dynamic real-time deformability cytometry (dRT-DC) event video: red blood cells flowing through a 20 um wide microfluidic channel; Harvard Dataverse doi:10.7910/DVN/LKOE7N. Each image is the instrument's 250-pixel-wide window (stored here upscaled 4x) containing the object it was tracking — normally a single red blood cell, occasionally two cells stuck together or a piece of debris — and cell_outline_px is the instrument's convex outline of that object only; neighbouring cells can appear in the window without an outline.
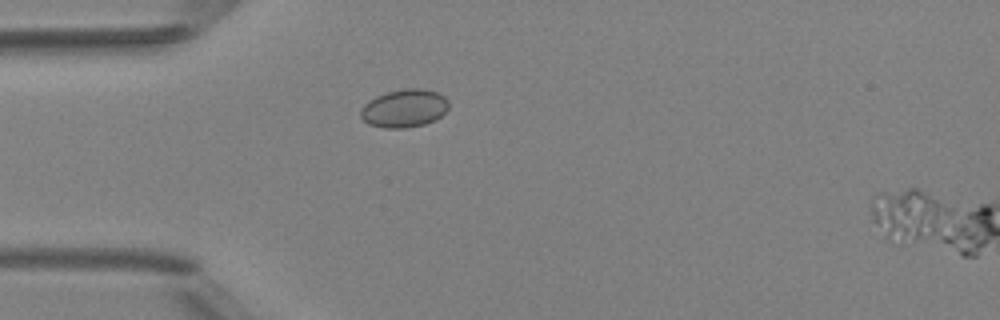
{"species": "Egyptian fruit bat (a non-hibernating species)", "species_latin": "Rousettus aegyptiacus", "temperature_condition": "room temperature", "stored_images_in_passage": 47, "camera_frame_rate_fps": 3000, "um_per_image_px": 0.085, "animal": {"sex": "female"}, "frame": {"image": 1, "passage_image": 12, "time_ms": 3.667, "image_size_px": [1000, 320], "cell_outline_px": [[448, 108], [436, 120], [424, 124], [404, 128], [384, 128], [368, 124], [360, 116], [360, 112], [364, 104], [368, 100], [376, 96], [388, 92], [404, 88], [424, 88], [436, 92], [444, 96], [448, 100]], "centroid_in_image_um": [34.36, 9.2], "position_along_channel_um": 50.6, "area_um2": 19.59}}
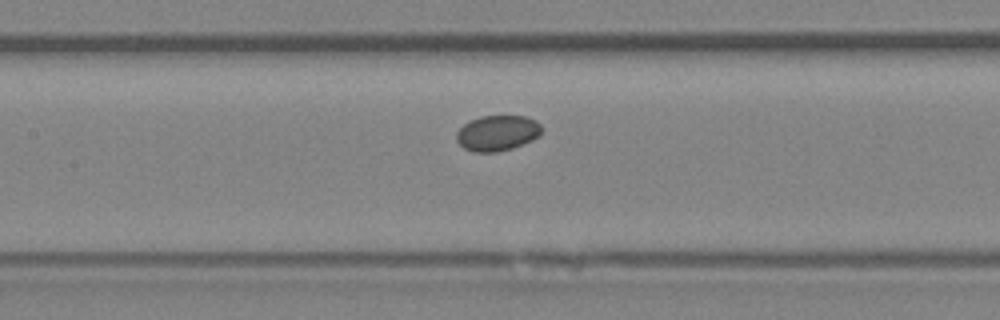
{"frame": {"image": 2, "passage_image": 21, "time_ms": 6.667, "image_size_px": [1000, 320], "cell_outline_px": [[540, 136], [532, 140], [512, 148], [496, 152], [472, 152], [464, 148], [456, 140], [456, 132], [468, 120], [480, 116], [524, 116], [536, 120], [540, 124]], "centroid_in_image_um": [42.25, 11.31], "position_along_channel_um": 165.2, "area_um2": 17.69}}
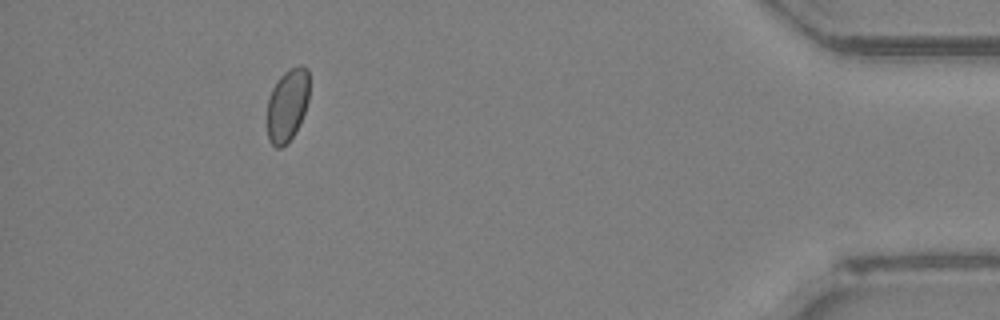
{"frame": {"image": 3, "passage_image": 43, "time_ms": 14.0, "image_size_px": [1000, 320], "cell_outline_px": [[308, 100], [300, 124], [292, 136], [280, 148], [276, 148], [268, 140], [268, 96], [272, 88], [280, 76], [288, 68], [300, 64], [308, 68]], "centroid_in_image_um": [24.42, 8.89], "position_along_channel_um": 410.8, "area_um2": 17.8}}